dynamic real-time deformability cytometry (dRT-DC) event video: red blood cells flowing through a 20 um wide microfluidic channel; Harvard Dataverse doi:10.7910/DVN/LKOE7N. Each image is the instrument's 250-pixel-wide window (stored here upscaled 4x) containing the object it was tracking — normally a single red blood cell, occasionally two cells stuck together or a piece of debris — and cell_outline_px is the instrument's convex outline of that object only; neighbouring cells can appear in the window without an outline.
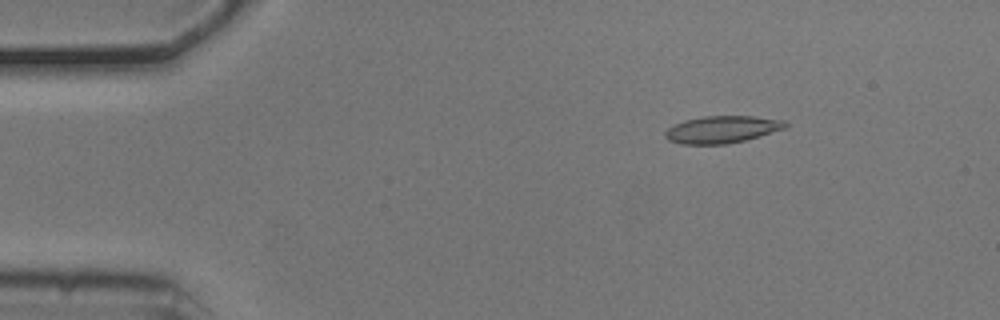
{"species": "common noctule bat (a hibernating species)", "species_latin": "Nyctalus noctula", "temperature_condition": "cold", "stored_images_in_passage": 48, "camera_frame_rate_fps": 3000, "um_per_image_px": 0.085, "animal": {"sex": "male", "body_mass_g": 20.5, "forearm_length_mm": 52.5}, "frame": {"image": 1, "passage_image": 2, "time_ms": 0.333, "image_size_px": [1000, 320], "cell_outline_px": [[788, 124], [784, 128], [744, 140], [724, 144], [680, 144], [668, 140], [664, 136], [664, 132], [668, 128], [684, 120], [704, 116], [752, 116], [784, 120]], "centroid_in_image_um": [61.32, 11.0], "position_along_channel_um": 23.7, "area_um2": 18.79}}
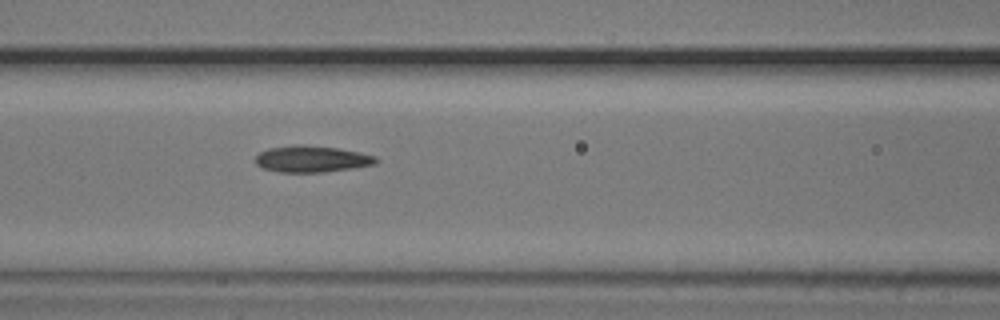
{"frame": {"image": 2, "passage_image": 17, "time_ms": 5.333, "image_size_px": [1000, 320], "cell_outline_px": [[380, 160], [376, 164], [352, 168], [324, 172], [280, 172], [260, 168], [256, 164], [256, 156], [260, 152], [268, 148], [292, 144], [300, 144], [336, 148], [360, 152], [376, 156]], "centroid_in_image_um": [26.49, 13.51], "position_along_channel_um": 140.1, "area_um2": 18.79}}
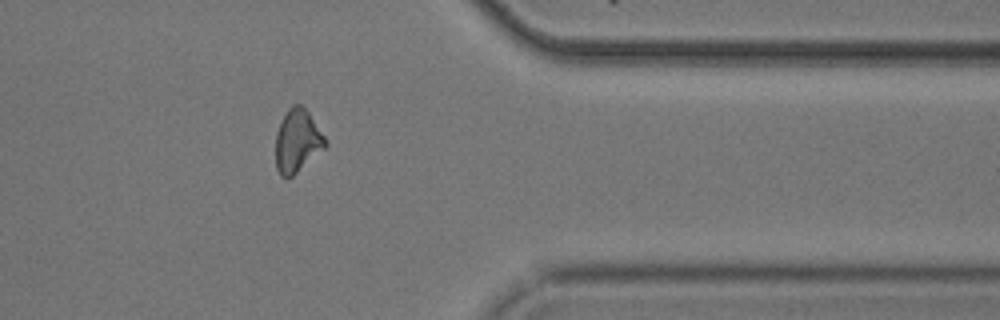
{"frame": {"image": 3, "passage_image": 38, "time_ms": 12.333, "image_size_px": [1000, 320], "cell_outline_px": [[328, 144], [324, 148], [292, 176], [280, 176], [276, 168], [276, 132], [288, 108], [292, 104], [300, 104], [308, 112], [328, 140]], "centroid_in_image_um": [25.28, 11.96], "position_along_channel_um": 386.1, "area_um2": 17.98}, "authors_computed_cell_mechanics": {"area_um2": 18.207, "velocity_mm_per_s": 3.7228, "shape_relaxation_time_tau1_ms": 6.3927, "shape_relaxation_time_tau2_ms": 2.82, "deformation_change_tau1": 0.161, "deformation_change_tau2": 0.1043}}